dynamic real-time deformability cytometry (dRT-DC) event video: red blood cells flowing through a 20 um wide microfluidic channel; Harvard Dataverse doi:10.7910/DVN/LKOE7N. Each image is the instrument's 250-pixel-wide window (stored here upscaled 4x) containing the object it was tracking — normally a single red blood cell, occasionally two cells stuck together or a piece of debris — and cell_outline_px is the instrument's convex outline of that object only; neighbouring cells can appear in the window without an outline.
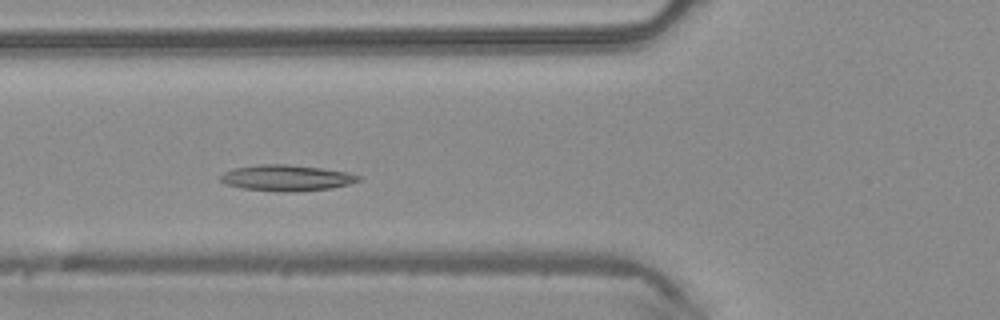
{"species": "common noctule bat (a hibernating species)", "species_latin": "Nyctalus noctula", "temperature_condition": "warm", "stored_images_in_passage": 42, "camera_frame_rate_fps": 3000, "um_per_image_px": 0.085, "animal": {"sex": "male", "body_mass_g": 20.4}, "frame": {"image": 1, "passage_image": 12, "time_ms": 3.667, "image_size_px": [1000, 320], "cell_outline_px": [[360, 180], [348, 184], [332, 188], [296, 192], [280, 192], [244, 188], [228, 184], [220, 180], [220, 176], [224, 172], [236, 168], [256, 164], [288, 164], [320, 168], [348, 172], [360, 176]], "centroid_in_image_um": [24.37, 15.12], "position_along_channel_um": 101.4, "area_um2": 20.81}}
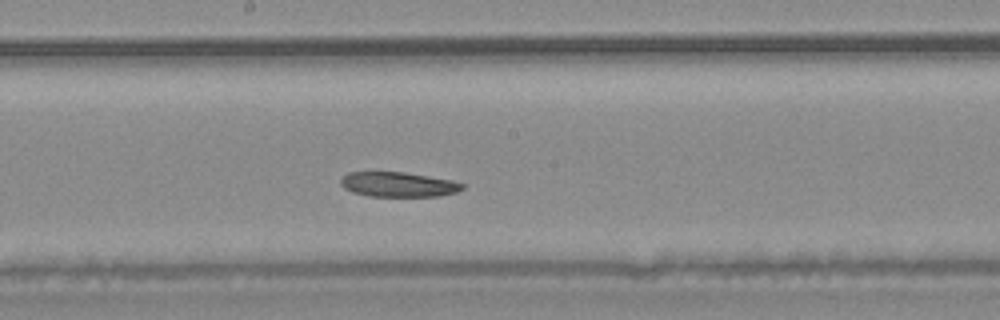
{"frame": {"image": 2, "passage_image": 20, "time_ms": 6.333, "image_size_px": [1000, 320], "cell_outline_px": [[464, 188], [456, 192], [440, 196], [368, 196], [352, 192], [344, 188], [340, 184], [340, 180], [348, 172], [404, 172], [452, 180], [464, 184]], "centroid_in_image_um": [33.84, 15.68], "position_along_channel_um": 214.4, "area_um2": 17.57}}
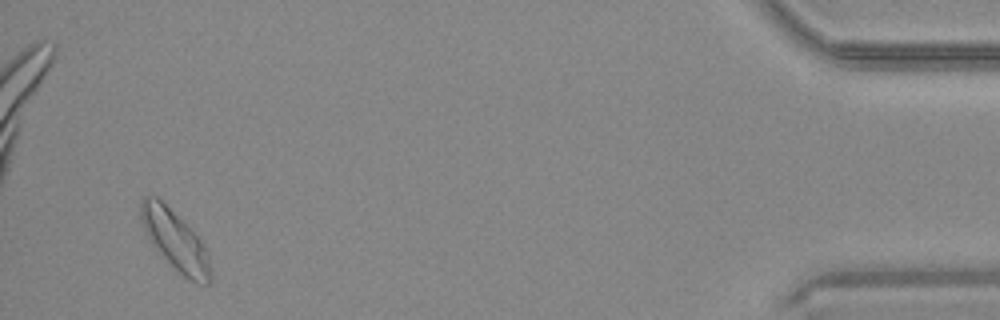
{"frame": {"image": 3, "passage_image": 40, "time_ms": 13.0, "image_size_px": [1000, 320], "cell_outline_px": [[212, 280], [208, 284], [188, 280], [176, 272], [160, 252], [148, 236], [144, 228], [140, 216], [140, 200], [144, 196], [156, 196], [204, 244], [208, 256], [212, 272]], "centroid_in_image_um": [14.9, 20.49], "position_along_channel_um": 420.3, "area_um2": 23.52}}